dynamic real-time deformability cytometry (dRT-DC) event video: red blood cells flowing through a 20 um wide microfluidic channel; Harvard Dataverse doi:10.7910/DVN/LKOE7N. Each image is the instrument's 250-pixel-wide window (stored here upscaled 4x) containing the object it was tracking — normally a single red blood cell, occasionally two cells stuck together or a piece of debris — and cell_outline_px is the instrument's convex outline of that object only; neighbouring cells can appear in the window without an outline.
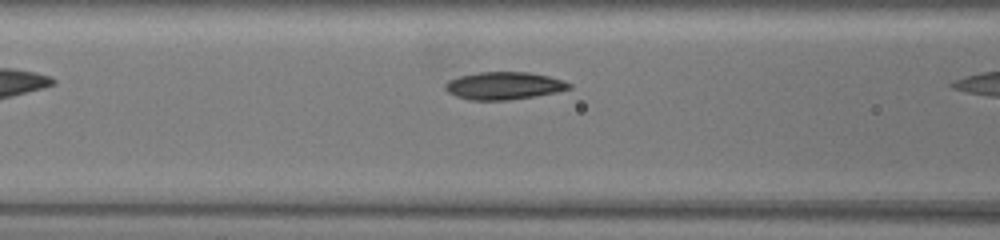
{"species": "common noctule bat (a hibernating species)", "species_latin": "Nyctalus noctula", "temperature_condition": "warm", "stored_images_in_passage": 30, "camera_frame_rate_fps": 3000, "um_per_image_px": 0.085, "animal": {"sex": "female", "body_mass_g": 19.5, "forearm_length_mm": 54.1}, "frame": {"image": 1, "passage_image": 3, "time_ms": 0.667, "image_size_px": [1000, 240], "cell_outline_px": [[572, 88], [556, 92], [508, 100], [472, 100], [456, 96], [448, 92], [444, 88], [444, 84], [448, 80], [460, 76], [480, 72], [528, 72], [548, 76], [572, 84]], "centroid_in_image_um": [42.8, 7.28], "position_along_channel_um": 123.8, "area_um2": 19.71}}
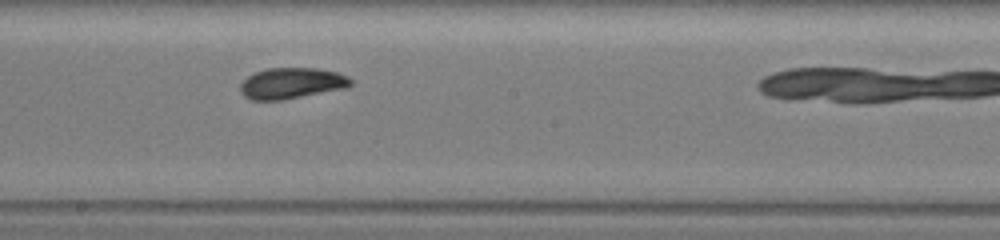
{"frame": {"image": 2, "passage_image": 12, "time_ms": 3.667, "image_size_px": [1000, 240], "cell_outline_px": [[352, 84], [344, 88], [280, 100], [252, 100], [244, 96], [240, 92], [240, 84], [248, 76], [256, 72], [268, 68], [316, 68], [336, 72], [348, 76], [352, 80]], "centroid_in_image_um": [24.76, 7.07], "position_along_channel_um": 223.4, "area_um2": 19.71}}
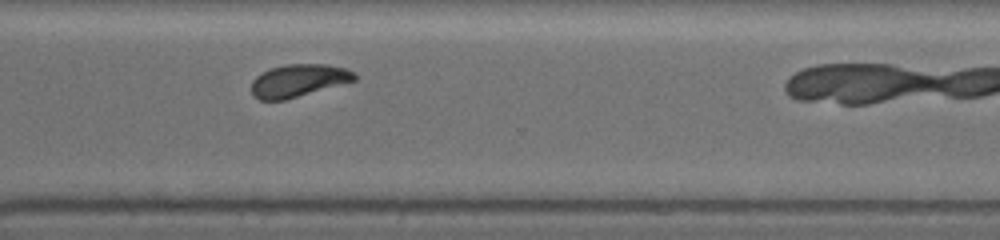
{"frame": {"image": 3, "passage_image": 23, "time_ms": 7.333, "image_size_px": [1000, 240], "cell_outline_px": [[356, 80], [284, 100], [260, 100], [252, 96], [252, 80], [256, 76], [268, 68], [288, 64], [328, 64], [344, 68], [356, 72]], "centroid_in_image_um": [25.35, 6.84], "position_along_channel_um": 345.3, "area_um2": 19.59}}